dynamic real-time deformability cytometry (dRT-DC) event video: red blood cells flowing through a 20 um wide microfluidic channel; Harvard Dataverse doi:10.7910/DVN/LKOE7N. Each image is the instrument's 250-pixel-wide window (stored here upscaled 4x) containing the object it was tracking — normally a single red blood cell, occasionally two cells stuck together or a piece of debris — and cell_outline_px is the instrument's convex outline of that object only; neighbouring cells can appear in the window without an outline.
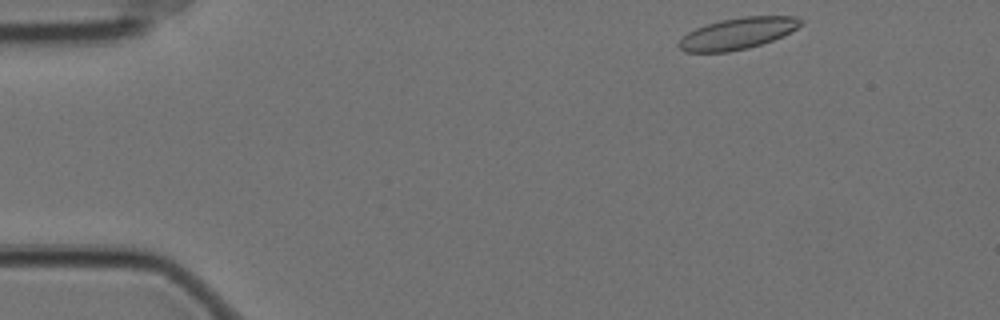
{"species": "Egyptian fruit bat (a non-hibernating species)", "species_latin": "Rousettus aegyptiacus", "temperature_condition": "cold", "stored_images_in_passage": 51, "camera_frame_rate_fps": 3000, "um_per_image_px": 0.085, "animal": {"sex": "female"}, "frame": {"image": 1, "passage_image": 1, "time_ms": 0.0, "image_size_px": [1000, 320], "cell_outline_px": [[804, 24], [772, 40], [748, 48], [728, 52], [684, 52], [676, 44], [688, 32], [696, 28], [720, 20], [744, 16], [796, 16], [804, 20]], "centroid_in_image_um": [62.69, 2.84], "position_along_channel_um": 22.3, "area_um2": 22.2}}
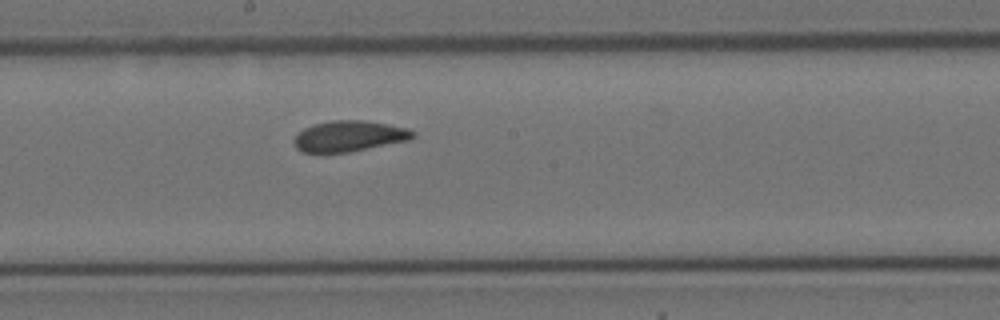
{"frame": {"image": 2, "passage_image": 25, "time_ms": 8.0, "image_size_px": [1000, 320], "cell_outline_px": [[416, 136], [408, 140], [348, 152], [304, 152], [296, 148], [292, 140], [304, 128], [312, 124], [332, 120], [364, 120], [388, 124], [408, 128], [416, 132]], "centroid_in_image_um": [29.68, 11.56], "position_along_channel_um": 218.5, "area_um2": 21.27}}
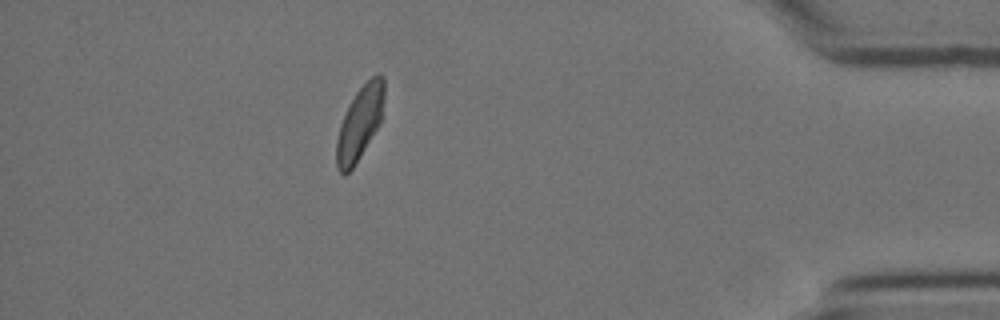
{"frame": {"image": 3, "passage_image": 45, "time_ms": 14.667, "image_size_px": [1000, 320], "cell_outline_px": [[384, 100], [380, 124], [356, 164], [344, 176], [336, 168], [336, 140], [340, 124], [356, 92], [372, 76], [384, 76]], "centroid_in_image_um": [30.57, 10.51], "position_along_channel_um": 404.6, "area_um2": 20.29}, "authors_computed_cell_mechanics": {"area_um2": 21.5594, "velocity_mm_per_s": 3.48, "shape_relaxation_time_tau1_ms": null, "shape_relaxation_time_tau2_ms": 1.3845, "deformation_change_tau1": null, "deformation_change_tau2": 0.0646}}